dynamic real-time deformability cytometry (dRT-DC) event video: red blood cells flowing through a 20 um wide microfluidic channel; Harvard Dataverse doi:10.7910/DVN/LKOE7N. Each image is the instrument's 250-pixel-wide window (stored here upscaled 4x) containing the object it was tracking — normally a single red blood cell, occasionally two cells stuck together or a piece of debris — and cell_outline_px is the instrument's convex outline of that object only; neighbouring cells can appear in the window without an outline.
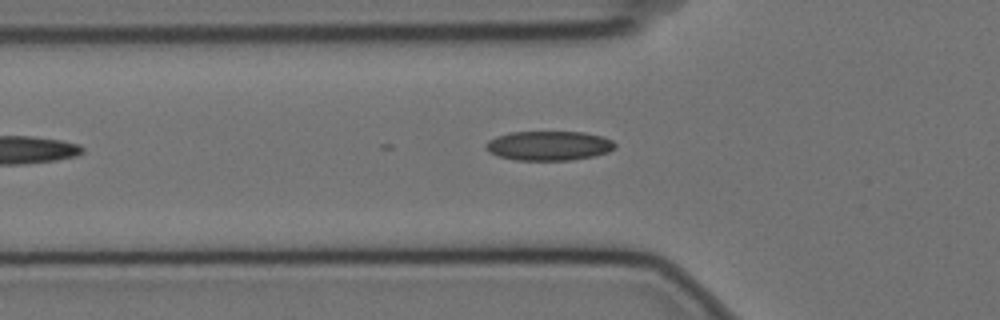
{"species": "Egyptian fruit bat (a non-hibernating species)", "species_latin": "Rousettus aegyptiacus", "temperature_condition": "cold", "stored_images_in_passage": 7, "camera_frame_rate_fps": 3000, "um_per_image_px": 0.085, "animal": {"sex": "female"}, "frame": {"image": 1, "passage_image": 3, "time_ms": 0.667, "image_size_px": [1000, 320], "cell_outline_px": [[616, 148], [608, 152], [592, 156], [572, 160], [516, 160], [496, 156], [488, 152], [484, 148], [488, 140], [496, 136], [512, 132], [584, 132], [604, 136], [612, 140], [616, 144]], "centroid_in_image_um": [46.64, 12.38], "position_along_channel_um": 79.2, "area_um2": 22.37}}
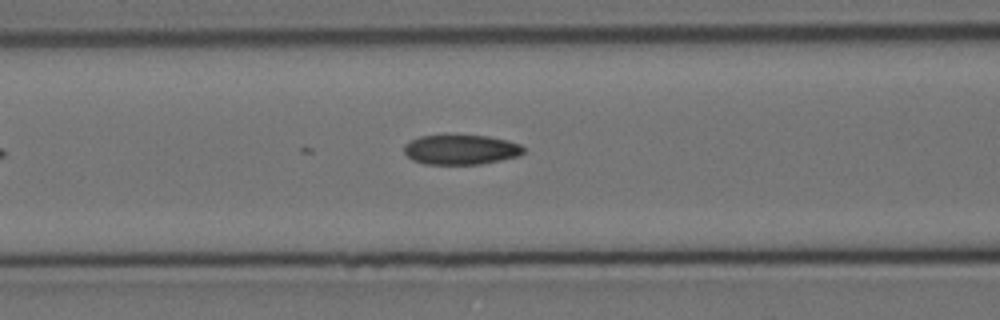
{"frame": {"image": 2, "passage_image": 7, "time_ms": 2.0, "image_size_px": [1000, 320], "cell_outline_px": [[524, 152], [520, 156], [480, 164], [424, 164], [412, 160], [404, 152], [404, 144], [420, 136], [488, 136], [508, 140], [520, 144], [524, 148]], "centroid_in_image_um": [39.19, 12.73], "position_along_channel_um": 127.4, "area_um2": 20.63}}